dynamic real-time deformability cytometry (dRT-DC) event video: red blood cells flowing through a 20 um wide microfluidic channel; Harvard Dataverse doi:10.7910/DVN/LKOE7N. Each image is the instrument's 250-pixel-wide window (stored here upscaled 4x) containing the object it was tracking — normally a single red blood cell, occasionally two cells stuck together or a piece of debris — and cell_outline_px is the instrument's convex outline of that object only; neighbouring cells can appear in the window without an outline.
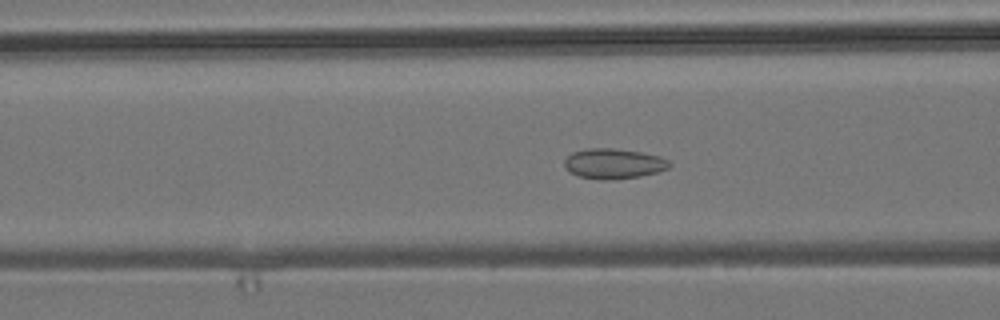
{"species": "common noctule bat (a hibernating species)", "species_latin": "Nyctalus noctula", "temperature_condition": "room temperature", "stored_images_in_passage": 55, "camera_frame_rate_fps": 3000, "um_per_image_px": 0.085, "animal": {"sex": "male", "body_mass_g": 19.2, "forearm_length_mm": 51.8}, "frame": {"image": 1, "passage_image": 21, "time_ms": 6.667, "image_size_px": [1000, 320], "cell_outline_px": [[672, 164], [668, 168], [656, 172], [640, 176], [616, 180], [600, 180], [580, 176], [568, 172], [564, 168], [564, 160], [572, 152], [584, 148], [612, 148], [640, 152], [660, 156], [668, 160]], "centroid_in_image_um": [52.12, 13.91], "position_along_channel_um": 114.5, "area_um2": 18.67}}
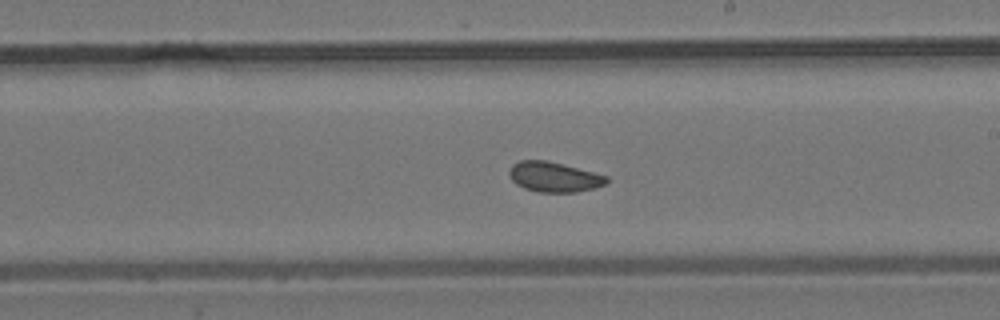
{"frame": {"image": 2, "passage_image": 31, "time_ms": 10.0, "image_size_px": [1000, 320], "cell_outline_px": [[608, 184], [596, 188], [576, 192], [536, 192], [524, 188], [516, 184], [512, 180], [508, 172], [512, 164], [520, 160], [548, 160], [564, 164], [608, 176]], "centroid_in_image_um": [47.11, 15.04], "position_along_channel_um": 241.9, "area_um2": 17.28}}
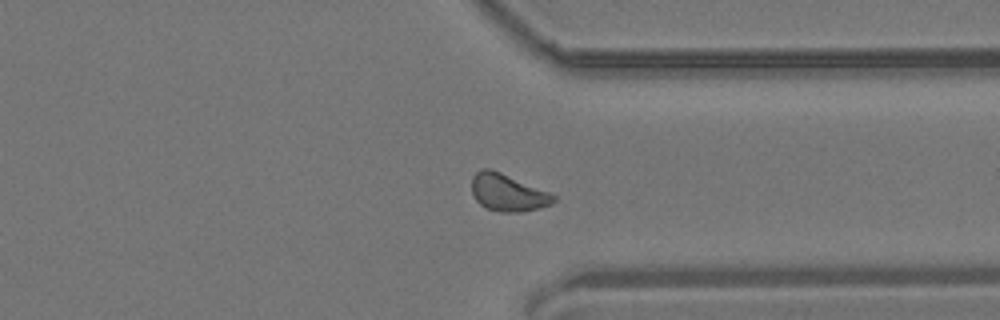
{"frame": {"image": 3, "passage_image": 41, "time_ms": 13.333, "image_size_px": [1000, 320], "cell_outline_px": [[556, 200], [552, 204], [520, 212], [500, 212], [488, 208], [480, 204], [476, 200], [472, 192], [472, 176], [480, 168], [492, 168], [552, 192], [556, 196]], "centroid_in_image_um": [43.18, 16.34], "position_along_channel_um": 368.2, "area_um2": 18.03}, "authors_computed_cell_mechanics": {"area_um2": 17.629, "velocity_mm_per_s": 3.8244, "shape_relaxation_time_tau1_ms": null, "shape_relaxation_time_tau2_ms": 3.58, "deformation_change_tau1": null, "deformation_change_tau2": 0.0851}}